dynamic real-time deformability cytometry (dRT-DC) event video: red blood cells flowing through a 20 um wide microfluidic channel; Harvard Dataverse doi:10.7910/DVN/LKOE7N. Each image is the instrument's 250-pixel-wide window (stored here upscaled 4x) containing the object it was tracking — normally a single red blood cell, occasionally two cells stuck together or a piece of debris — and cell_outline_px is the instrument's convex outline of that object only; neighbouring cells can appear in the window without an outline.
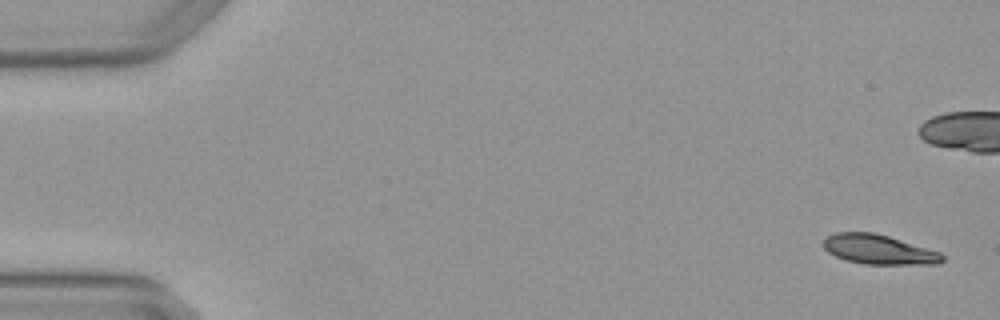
{"species": "Egyptian fruit bat (a non-hibernating species)", "species_latin": "Rousettus aegyptiacus", "temperature_condition": "warm", "stored_images_in_passage": 5, "camera_frame_rate_fps": 3000, "um_per_image_px": 0.085, "animal": {"sex": "female"}, "frame": {"image": 1, "passage_image": 1, "time_ms": 0.0, "image_size_px": [1000, 320], "cell_outline_px": [[944, 260], [940, 264], [864, 264], [848, 260], [836, 256], [828, 252], [824, 248], [824, 240], [828, 236], [836, 232], [876, 232], [940, 252], [944, 256]], "centroid_in_image_um": [74.72, 21.2], "position_along_channel_um": 10.3, "area_um2": 20.4}}